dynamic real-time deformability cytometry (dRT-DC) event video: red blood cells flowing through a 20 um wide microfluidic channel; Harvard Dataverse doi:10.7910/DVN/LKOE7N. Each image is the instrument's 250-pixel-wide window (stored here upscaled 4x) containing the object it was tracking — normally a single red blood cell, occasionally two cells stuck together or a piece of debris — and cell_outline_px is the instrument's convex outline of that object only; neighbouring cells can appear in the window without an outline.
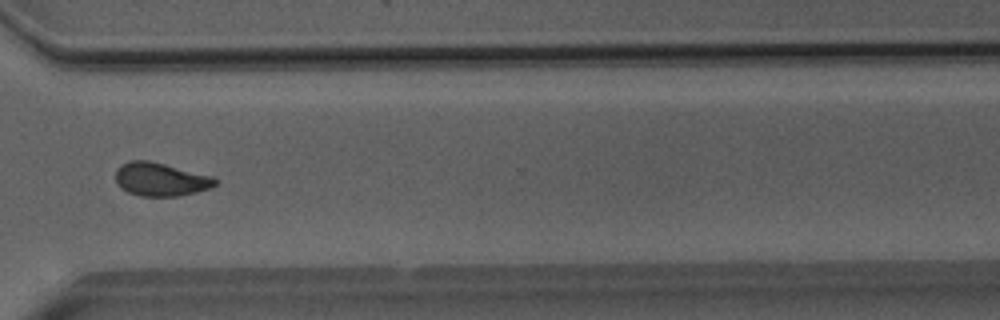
{"species": "Egyptian fruit bat (a non-hibernating species)", "species_latin": "Rousettus aegyptiacus", "temperature_condition": "room temperature", "stored_images_in_passage": 36, "camera_frame_rate_fps": 3000, "um_per_image_px": 0.085, "animal": {"sex": "male"}, "frame": {"image": 1, "passage_image": 29, "time_ms": 9.333, "image_size_px": [1000, 320], "cell_outline_px": [[216, 184], [212, 188], [180, 196], [140, 196], [128, 192], [120, 188], [116, 184], [116, 168], [120, 164], [128, 160], [148, 160], [216, 176]], "centroid_in_image_um": [13.65, 15.24], "position_along_channel_um": 356.9, "area_um2": 19.77}, "authors_computed_cell_mechanics": {"area_um2": 19.363, "velocity_mm_per_s": 4.0332, "shape_relaxation_time_tau1_ms": 6.4101, "shape_relaxation_time_tau2_ms": 1.9746, "deformation_change_tau1": 0.1437, "deformation_change_tau2": 0.0666}}